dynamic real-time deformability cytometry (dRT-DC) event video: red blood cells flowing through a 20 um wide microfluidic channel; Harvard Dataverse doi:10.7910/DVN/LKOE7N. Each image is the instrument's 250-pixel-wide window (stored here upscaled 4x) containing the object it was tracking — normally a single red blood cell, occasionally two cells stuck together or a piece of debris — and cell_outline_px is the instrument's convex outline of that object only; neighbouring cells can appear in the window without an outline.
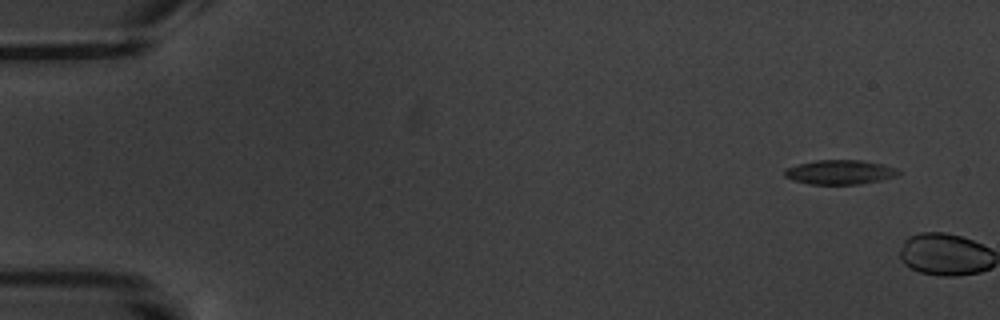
{"species": "common noctule bat (a hibernating species)", "species_latin": "Nyctalus noctula", "temperature_condition": "warm", "stored_images_in_passage": 2, "camera_frame_rate_fps": 3000, "um_per_image_px": 0.085, "animal": {"sex": "male", "body_mass_g": 20.1, "forearm_length_mm": 53.5}, "frame": {"image": 1, "passage_image": 1, "time_ms": 0.0, "image_size_px": [1000, 320], "cell_outline_px": [[900, 172], [896, 176], [880, 180], [860, 184], [808, 184], [792, 180], [784, 176], [784, 168], [796, 164], [816, 160], [864, 160], [896, 168]], "centroid_in_image_um": [71.33, 14.63], "position_along_channel_um": 13.7, "area_um2": 16.24}}